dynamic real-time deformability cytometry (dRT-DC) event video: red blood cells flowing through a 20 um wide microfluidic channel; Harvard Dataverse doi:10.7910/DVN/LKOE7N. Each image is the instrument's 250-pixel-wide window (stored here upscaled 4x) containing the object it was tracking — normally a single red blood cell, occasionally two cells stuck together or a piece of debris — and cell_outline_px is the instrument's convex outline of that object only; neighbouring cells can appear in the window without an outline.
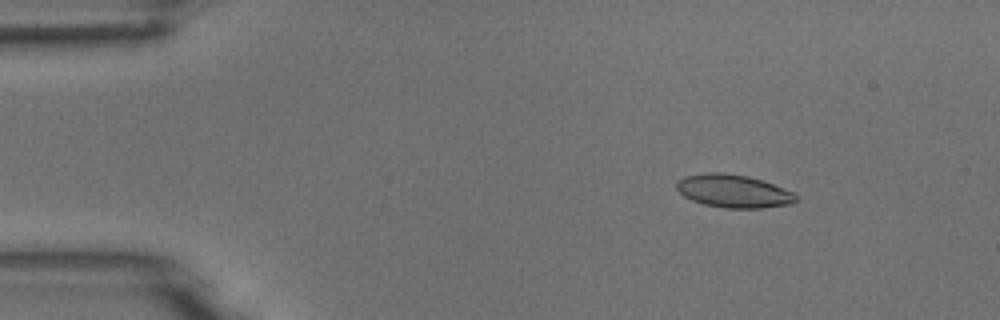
{"species": "common noctule bat (a hibernating species)", "species_latin": "Nyctalus noctula", "temperature_condition": "room temperature", "stored_images_in_passage": 7, "camera_frame_rate_fps": 3000, "um_per_image_px": 0.085, "animal": {"sex": "male", "body_mass_g": 18.8}, "frame": {"image": 1, "passage_image": 2, "time_ms": 1.667, "image_size_px": [1000, 320], "cell_outline_px": [[796, 200], [792, 204], [760, 208], [724, 208], [704, 204], [692, 200], [684, 196], [676, 188], [676, 180], [684, 176], [704, 172], [724, 172], [748, 176], [784, 188], [792, 192], [796, 196]], "centroid_in_image_um": [62.3, 16.23], "position_along_channel_um": 22.7, "area_um2": 23.0}}
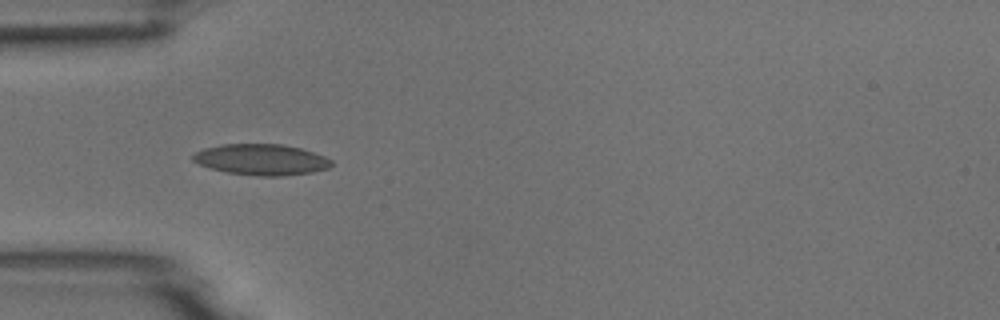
{"frame": {"image": 2, "passage_image": 5, "time_ms": 4.667, "image_size_px": [1000, 320], "cell_outline_px": [[332, 164], [328, 168], [312, 172], [280, 176], [260, 176], [228, 172], [212, 168], [200, 164], [192, 160], [192, 156], [196, 152], [204, 148], [224, 144], [280, 144], [300, 148], [324, 156], [332, 160]], "centroid_in_image_um": [22.22, 13.56], "position_along_channel_um": 62.8, "area_um2": 24.68}}